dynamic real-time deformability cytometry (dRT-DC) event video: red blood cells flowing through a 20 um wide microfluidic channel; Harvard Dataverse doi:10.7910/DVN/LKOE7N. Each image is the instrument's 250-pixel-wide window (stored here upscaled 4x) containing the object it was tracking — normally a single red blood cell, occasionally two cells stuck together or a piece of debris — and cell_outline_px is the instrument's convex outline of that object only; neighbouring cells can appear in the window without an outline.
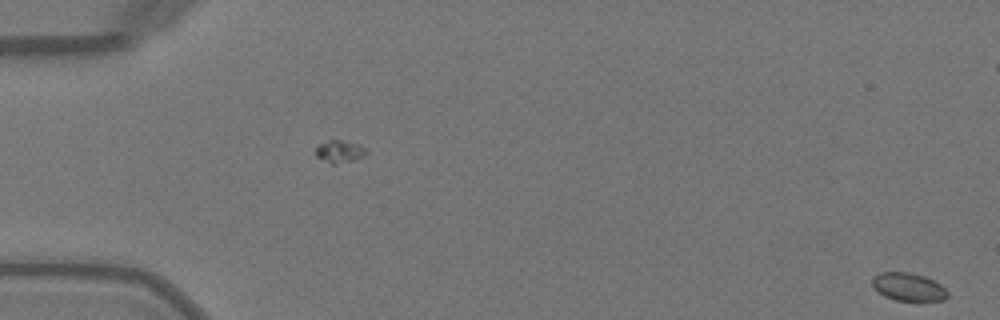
{"species": "Egyptian fruit bat (a non-hibernating species)", "species_latin": "Rousettus aegyptiacus", "temperature_condition": "warm", "stored_images_in_passage": 17, "camera_frame_rate_fps": 3000, "um_per_image_px": 0.085, "animal": {"sex": "female"}, "frame": {"image": 1, "passage_image": 17, "time_ms": 5.333, "image_size_px": [1000, 320], "cell_outline_px": [[948, 296], [944, 300], [896, 300], [884, 296], [872, 288], [872, 276], [880, 272], [908, 272], [924, 276], [940, 284], [948, 292]], "centroid_in_image_um": [77.17, 24.37], "position_along_channel_um": 7.8, "area_um2": 12.25}}